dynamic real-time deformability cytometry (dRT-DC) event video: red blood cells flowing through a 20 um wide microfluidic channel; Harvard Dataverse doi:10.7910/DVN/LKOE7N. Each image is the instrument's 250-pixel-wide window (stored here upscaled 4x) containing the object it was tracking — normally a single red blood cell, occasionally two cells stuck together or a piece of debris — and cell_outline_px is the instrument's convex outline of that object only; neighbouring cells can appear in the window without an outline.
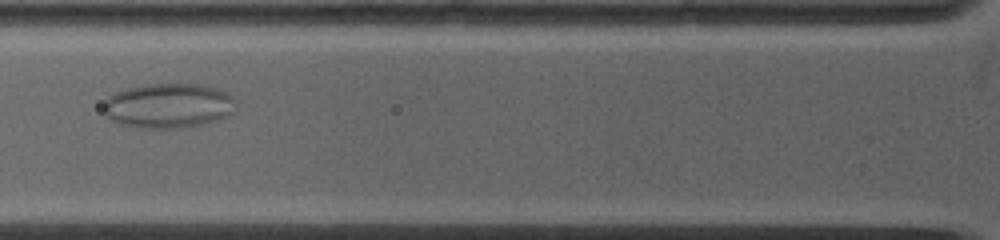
{"species": "common noctule bat (a hibernating species)", "species_latin": "Nyctalus noctula", "temperature_condition": "warm", "stored_images_in_passage": 31, "camera_frame_rate_fps": 5000, "um_per_image_px": 0.085, "animal": {"sex": "female", "body_mass_g": 19.0, "forearm_length_mm": 53.3}, "frame": {"image": 1, "passage_image": 18, "time_ms": 4.0, "image_size_px": [1000, 240], "cell_outline_px": [[236, 108], [228, 116], [216, 120], [200, 124], [176, 128], [140, 128], [120, 124], [112, 120], [104, 112], [104, 100], [108, 96], [116, 92], [128, 88], [148, 84], [200, 84], [216, 88], [228, 92], [236, 100]], "centroid_in_image_um": [14.33, 8.98], "position_along_channel_um": 111.5, "area_um2": 34.56}}
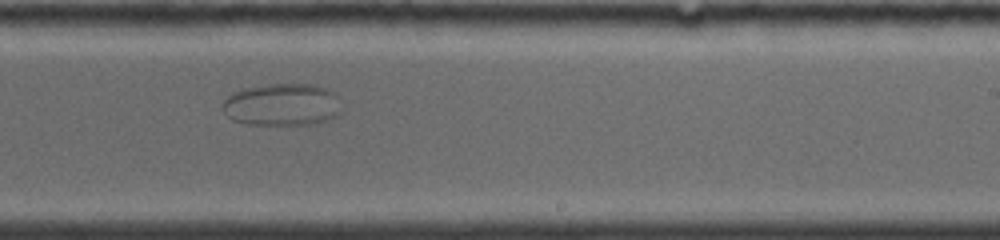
{"frame": {"image": 2, "passage_image": 31, "time_ms": 8.2, "image_size_px": [1000, 240], "cell_outline_px": [[336, 116], [312, 124], [252, 124], [232, 120], [228, 116], [224, 108], [224, 100], [232, 92], [244, 88], [272, 84], [312, 84], [324, 88], [332, 92], [336, 96]], "centroid_in_image_um": [23.91, 8.88], "position_along_channel_um": 265.1, "area_um2": 28.44}}